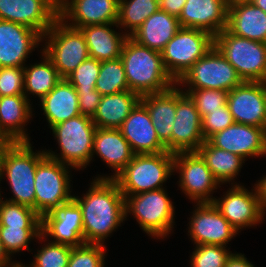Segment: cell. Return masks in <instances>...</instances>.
<instances>
[{"label":"cell","mask_w":266,"mask_h":267,"mask_svg":"<svg viewBox=\"0 0 266 267\" xmlns=\"http://www.w3.org/2000/svg\"><path fill=\"white\" fill-rule=\"evenodd\" d=\"M164 188L124 196L125 217L132 213L148 236L165 238L174 228V206Z\"/></svg>","instance_id":"obj_6"},{"label":"cell","mask_w":266,"mask_h":267,"mask_svg":"<svg viewBox=\"0 0 266 267\" xmlns=\"http://www.w3.org/2000/svg\"><path fill=\"white\" fill-rule=\"evenodd\" d=\"M244 81L226 58L213 47L176 82L188 89H214L229 92Z\"/></svg>","instance_id":"obj_10"},{"label":"cell","mask_w":266,"mask_h":267,"mask_svg":"<svg viewBox=\"0 0 266 267\" xmlns=\"http://www.w3.org/2000/svg\"><path fill=\"white\" fill-rule=\"evenodd\" d=\"M0 227H41V216L29 206L0 198Z\"/></svg>","instance_id":"obj_36"},{"label":"cell","mask_w":266,"mask_h":267,"mask_svg":"<svg viewBox=\"0 0 266 267\" xmlns=\"http://www.w3.org/2000/svg\"><path fill=\"white\" fill-rule=\"evenodd\" d=\"M159 10V0H119L117 25L129 29L131 36L153 13ZM130 31V32H129Z\"/></svg>","instance_id":"obj_34"},{"label":"cell","mask_w":266,"mask_h":267,"mask_svg":"<svg viewBox=\"0 0 266 267\" xmlns=\"http://www.w3.org/2000/svg\"><path fill=\"white\" fill-rule=\"evenodd\" d=\"M252 0H227L228 4H237L242 2H251Z\"/></svg>","instance_id":"obj_52"},{"label":"cell","mask_w":266,"mask_h":267,"mask_svg":"<svg viewBox=\"0 0 266 267\" xmlns=\"http://www.w3.org/2000/svg\"><path fill=\"white\" fill-rule=\"evenodd\" d=\"M31 146L30 142H12L4 150L2 175L7 177L14 196L8 201L35 210V172L46 154L45 150L34 152Z\"/></svg>","instance_id":"obj_4"},{"label":"cell","mask_w":266,"mask_h":267,"mask_svg":"<svg viewBox=\"0 0 266 267\" xmlns=\"http://www.w3.org/2000/svg\"><path fill=\"white\" fill-rule=\"evenodd\" d=\"M59 0H0V20L25 25L43 36L58 18Z\"/></svg>","instance_id":"obj_18"},{"label":"cell","mask_w":266,"mask_h":267,"mask_svg":"<svg viewBox=\"0 0 266 267\" xmlns=\"http://www.w3.org/2000/svg\"><path fill=\"white\" fill-rule=\"evenodd\" d=\"M176 84L166 91L144 95L140 101L146 106L158 139L171 152V133L176 114Z\"/></svg>","instance_id":"obj_26"},{"label":"cell","mask_w":266,"mask_h":267,"mask_svg":"<svg viewBox=\"0 0 266 267\" xmlns=\"http://www.w3.org/2000/svg\"><path fill=\"white\" fill-rule=\"evenodd\" d=\"M40 102L50 128L80 115L77 91L66 78H61Z\"/></svg>","instance_id":"obj_29"},{"label":"cell","mask_w":266,"mask_h":267,"mask_svg":"<svg viewBox=\"0 0 266 267\" xmlns=\"http://www.w3.org/2000/svg\"><path fill=\"white\" fill-rule=\"evenodd\" d=\"M11 260L12 258L4 249L3 243L0 239V267H11L17 262L16 260L15 262Z\"/></svg>","instance_id":"obj_49"},{"label":"cell","mask_w":266,"mask_h":267,"mask_svg":"<svg viewBox=\"0 0 266 267\" xmlns=\"http://www.w3.org/2000/svg\"><path fill=\"white\" fill-rule=\"evenodd\" d=\"M120 58L129 90L140 97L166 91L176 84L164 67L161 52L138 44L130 36Z\"/></svg>","instance_id":"obj_2"},{"label":"cell","mask_w":266,"mask_h":267,"mask_svg":"<svg viewBox=\"0 0 266 267\" xmlns=\"http://www.w3.org/2000/svg\"><path fill=\"white\" fill-rule=\"evenodd\" d=\"M179 172L182 192L195 203H213L220 183L197 151L174 153V172ZM213 197V198H212Z\"/></svg>","instance_id":"obj_12"},{"label":"cell","mask_w":266,"mask_h":267,"mask_svg":"<svg viewBox=\"0 0 266 267\" xmlns=\"http://www.w3.org/2000/svg\"><path fill=\"white\" fill-rule=\"evenodd\" d=\"M34 238L43 241L41 227H0V239L10 257L12 253H18L24 249L31 251L28 245Z\"/></svg>","instance_id":"obj_37"},{"label":"cell","mask_w":266,"mask_h":267,"mask_svg":"<svg viewBox=\"0 0 266 267\" xmlns=\"http://www.w3.org/2000/svg\"><path fill=\"white\" fill-rule=\"evenodd\" d=\"M180 28L178 17L159 9L130 37L142 46L161 52Z\"/></svg>","instance_id":"obj_30"},{"label":"cell","mask_w":266,"mask_h":267,"mask_svg":"<svg viewBox=\"0 0 266 267\" xmlns=\"http://www.w3.org/2000/svg\"><path fill=\"white\" fill-rule=\"evenodd\" d=\"M117 23L103 25H89L79 28L84 35L89 57L98 61L117 59L121 56L122 47L128 35L124 32L118 33L111 27Z\"/></svg>","instance_id":"obj_28"},{"label":"cell","mask_w":266,"mask_h":267,"mask_svg":"<svg viewBox=\"0 0 266 267\" xmlns=\"http://www.w3.org/2000/svg\"><path fill=\"white\" fill-rule=\"evenodd\" d=\"M96 128L92 118L81 114L52 126L50 129L57 139L61 154L56 155L51 150L45 151V154L69 165L71 169L86 168L92 160L93 137Z\"/></svg>","instance_id":"obj_5"},{"label":"cell","mask_w":266,"mask_h":267,"mask_svg":"<svg viewBox=\"0 0 266 267\" xmlns=\"http://www.w3.org/2000/svg\"><path fill=\"white\" fill-rule=\"evenodd\" d=\"M94 154L115 171L111 176L100 175L96 179H114L135 155L119 129L102 128H96L94 133L92 158Z\"/></svg>","instance_id":"obj_24"},{"label":"cell","mask_w":266,"mask_h":267,"mask_svg":"<svg viewBox=\"0 0 266 267\" xmlns=\"http://www.w3.org/2000/svg\"><path fill=\"white\" fill-rule=\"evenodd\" d=\"M24 94V67H0V97Z\"/></svg>","instance_id":"obj_43"},{"label":"cell","mask_w":266,"mask_h":267,"mask_svg":"<svg viewBox=\"0 0 266 267\" xmlns=\"http://www.w3.org/2000/svg\"><path fill=\"white\" fill-rule=\"evenodd\" d=\"M44 39L46 47L43 46L42 51L51 59L61 78H66L89 57L81 30L67 25L59 17L42 36Z\"/></svg>","instance_id":"obj_8"},{"label":"cell","mask_w":266,"mask_h":267,"mask_svg":"<svg viewBox=\"0 0 266 267\" xmlns=\"http://www.w3.org/2000/svg\"><path fill=\"white\" fill-rule=\"evenodd\" d=\"M31 117L30 99L24 94L0 97V140L30 142L24 126Z\"/></svg>","instance_id":"obj_25"},{"label":"cell","mask_w":266,"mask_h":267,"mask_svg":"<svg viewBox=\"0 0 266 267\" xmlns=\"http://www.w3.org/2000/svg\"><path fill=\"white\" fill-rule=\"evenodd\" d=\"M187 0H159V9L179 17Z\"/></svg>","instance_id":"obj_46"},{"label":"cell","mask_w":266,"mask_h":267,"mask_svg":"<svg viewBox=\"0 0 266 267\" xmlns=\"http://www.w3.org/2000/svg\"><path fill=\"white\" fill-rule=\"evenodd\" d=\"M43 61L34 65L24 66V95L36 94L41 100L61 80L51 59L42 51ZM28 93V94H27Z\"/></svg>","instance_id":"obj_33"},{"label":"cell","mask_w":266,"mask_h":267,"mask_svg":"<svg viewBox=\"0 0 266 267\" xmlns=\"http://www.w3.org/2000/svg\"><path fill=\"white\" fill-rule=\"evenodd\" d=\"M11 141L8 140H0V181L3 179L2 169H3V156L4 150L11 144Z\"/></svg>","instance_id":"obj_50"},{"label":"cell","mask_w":266,"mask_h":267,"mask_svg":"<svg viewBox=\"0 0 266 267\" xmlns=\"http://www.w3.org/2000/svg\"><path fill=\"white\" fill-rule=\"evenodd\" d=\"M119 130L135 154H158L166 150L158 139L146 106L139 101Z\"/></svg>","instance_id":"obj_23"},{"label":"cell","mask_w":266,"mask_h":267,"mask_svg":"<svg viewBox=\"0 0 266 267\" xmlns=\"http://www.w3.org/2000/svg\"><path fill=\"white\" fill-rule=\"evenodd\" d=\"M141 97L128 91L104 95L92 118L95 126L102 129H119Z\"/></svg>","instance_id":"obj_31"},{"label":"cell","mask_w":266,"mask_h":267,"mask_svg":"<svg viewBox=\"0 0 266 267\" xmlns=\"http://www.w3.org/2000/svg\"><path fill=\"white\" fill-rule=\"evenodd\" d=\"M171 133V153L197 151L205 142L201 117L194 101L176 88V114Z\"/></svg>","instance_id":"obj_13"},{"label":"cell","mask_w":266,"mask_h":267,"mask_svg":"<svg viewBox=\"0 0 266 267\" xmlns=\"http://www.w3.org/2000/svg\"><path fill=\"white\" fill-rule=\"evenodd\" d=\"M174 173V153L135 154L114 178L124 196L158 190Z\"/></svg>","instance_id":"obj_3"},{"label":"cell","mask_w":266,"mask_h":267,"mask_svg":"<svg viewBox=\"0 0 266 267\" xmlns=\"http://www.w3.org/2000/svg\"><path fill=\"white\" fill-rule=\"evenodd\" d=\"M232 252L220 245H196L191 256V267H225Z\"/></svg>","instance_id":"obj_42"},{"label":"cell","mask_w":266,"mask_h":267,"mask_svg":"<svg viewBox=\"0 0 266 267\" xmlns=\"http://www.w3.org/2000/svg\"><path fill=\"white\" fill-rule=\"evenodd\" d=\"M214 46L243 81L266 82V43L236 36L225 28L214 37Z\"/></svg>","instance_id":"obj_7"},{"label":"cell","mask_w":266,"mask_h":267,"mask_svg":"<svg viewBox=\"0 0 266 267\" xmlns=\"http://www.w3.org/2000/svg\"><path fill=\"white\" fill-rule=\"evenodd\" d=\"M225 267H254V265L242 253H231L225 262Z\"/></svg>","instance_id":"obj_47"},{"label":"cell","mask_w":266,"mask_h":267,"mask_svg":"<svg viewBox=\"0 0 266 267\" xmlns=\"http://www.w3.org/2000/svg\"><path fill=\"white\" fill-rule=\"evenodd\" d=\"M118 10L119 0H59L58 17L67 25L79 29L117 23Z\"/></svg>","instance_id":"obj_20"},{"label":"cell","mask_w":266,"mask_h":267,"mask_svg":"<svg viewBox=\"0 0 266 267\" xmlns=\"http://www.w3.org/2000/svg\"><path fill=\"white\" fill-rule=\"evenodd\" d=\"M29 267H67L71 254V246L48 242L44 244Z\"/></svg>","instance_id":"obj_39"},{"label":"cell","mask_w":266,"mask_h":267,"mask_svg":"<svg viewBox=\"0 0 266 267\" xmlns=\"http://www.w3.org/2000/svg\"><path fill=\"white\" fill-rule=\"evenodd\" d=\"M205 160L206 165L212 172L215 179L221 184L227 182L233 185L234 178L242 168L244 159L232 152L225 151L213 146L206 140L197 150Z\"/></svg>","instance_id":"obj_32"},{"label":"cell","mask_w":266,"mask_h":267,"mask_svg":"<svg viewBox=\"0 0 266 267\" xmlns=\"http://www.w3.org/2000/svg\"><path fill=\"white\" fill-rule=\"evenodd\" d=\"M202 123V135L208 140L215 133L224 130L228 126L234 123V119L228 105L219 107V110L209 112L201 119Z\"/></svg>","instance_id":"obj_44"},{"label":"cell","mask_w":266,"mask_h":267,"mask_svg":"<svg viewBox=\"0 0 266 267\" xmlns=\"http://www.w3.org/2000/svg\"><path fill=\"white\" fill-rule=\"evenodd\" d=\"M256 7L262 9L266 13V0H252L251 1Z\"/></svg>","instance_id":"obj_51"},{"label":"cell","mask_w":266,"mask_h":267,"mask_svg":"<svg viewBox=\"0 0 266 267\" xmlns=\"http://www.w3.org/2000/svg\"><path fill=\"white\" fill-rule=\"evenodd\" d=\"M214 45V37L203 30L181 27L161 51L164 67L177 82Z\"/></svg>","instance_id":"obj_9"},{"label":"cell","mask_w":266,"mask_h":267,"mask_svg":"<svg viewBox=\"0 0 266 267\" xmlns=\"http://www.w3.org/2000/svg\"><path fill=\"white\" fill-rule=\"evenodd\" d=\"M11 267H18V262L17 263H15L13 266H11Z\"/></svg>","instance_id":"obj_54"},{"label":"cell","mask_w":266,"mask_h":267,"mask_svg":"<svg viewBox=\"0 0 266 267\" xmlns=\"http://www.w3.org/2000/svg\"><path fill=\"white\" fill-rule=\"evenodd\" d=\"M228 5L226 29L236 36L266 43V13L252 2Z\"/></svg>","instance_id":"obj_27"},{"label":"cell","mask_w":266,"mask_h":267,"mask_svg":"<svg viewBox=\"0 0 266 267\" xmlns=\"http://www.w3.org/2000/svg\"><path fill=\"white\" fill-rule=\"evenodd\" d=\"M227 105L234 122L266 130V82L244 81L228 92Z\"/></svg>","instance_id":"obj_17"},{"label":"cell","mask_w":266,"mask_h":267,"mask_svg":"<svg viewBox=\"0 0 266 267\" xmlns=\"http://www.w3.org/2000/svg\"><path fill=\"white\" fill-rule=\"evenodd\" d=\"M208 141L215 147L232 152L244 160L266 155V130L234 122L212 135Z\"/></svg>","instance_id":"obj_21"},{"label":"cell","mask_w":266,"mask_h":267,"mask_svg":"<svg viewBox=\"0 0 266 267\" xmlns=\"http://www.w3.org/2000/svg\"><path fill=\"white\" fill-rule=\"evenodd\" d=\"M228 6L227 0H187L178 17L179 24L215 37L227 27Z\"/></svg>","instance_id":"obj_22"},{"label":"cell","mask_w":266,"mask_h":267,"mask_svg":"<svg viewBox=\"0 0 266 267\" xmlns=\"http://www.w3.org/2000/svg\"><path fill=\"white\" fill-rule=\"evenodd\" d=\"M82 211L84 242L104 245L126 220L125 198L114 179L94 178L83 197L74 196Z\"/></svg>","instance_id":"obj_1"},{"label":"cell","mask_w":266,"mask_h":267,"mask_svg":"<svg viewBox=\"0 0 266 267\" xmlns=\"http://www.w3.org/2000/svg\"><path fill=\"white\" fill-rule=\"evenodd\" d=\"M251 191L241 184L234 183L231 189L229 188L223 195L224 197L215 198L213 201V204L238 233L240 229L252 227L264 220L265 214L261 209L255 187Z\"/></svg>","instance_id":"obj_15"},{"label":"cell","mask_w":266,"mask_h":267,"mask_svg":"<svg viewBox=\"0 0 266 267\" xmlns=\"http://www.w3.org/2000/svg\"><path fill=\"white\" fill-rule=\"evenodd\" d=\"M80 114L93 118L102 95L97 91H77Z\"/></svg>","instance_id":"obj_45"},{"label":"cell","mask_w":266,"mask_h":267,"mask_svg":"<svg viewBox=\"0 0 266 267\" xmlns=\"http://www.w3.org/2000/svg\"><path fill=\"white\" fill-rule=\"evenodd\" d=\"M192 213L188 233L196 245L227 247L226 244L238 234L213 203H197Z\"/></svg>","instance_id":"obj_16"},{"label":"cell","mask_w":266,"mask_h":267,"mask_svg":"<svg viewBox=\"0 0 266 267\" xmlns=\"http://www.w3.org/2000/svg\"><path fill=\"white\" fill-rule=\"evenodd\" d=\"M185 91L184 93L194 101L201 119L209 112H214L219 110V107L227 105V91L214 89H185Z\"/></svg>","instance_id":"obj_41"},{"label":"cell","mask_w":266,"mask_h":267,"mask_svg":"<svg viewBox=\"0 0 266 267\" xmlns=\"http://www.w3.org/2000/svg\"><path fill=\"white\" fill-rule=\"evenodd\" d=\"M95 88L102 96L129 90L124 65L120 57L101 61Z\"/></svg>","instance_id":"obj_35"},{"label":"cell","mask_w":266,"mask_h":267,"mask_svg":"<svg viewBox=\"0 0 266 267\" xmlns=\"http://www.w3.org/2000/svg\"><path fill=\"white\" fill-rule=\"evenodd\" d=\"M69 165L47 155L38 163L35 172V211L42 217L52 208L69 202L71 195Z\"/></svg>","instance_id":"obj_11"},{"label":"cell","mask_w":266,"mask_h":267,"mask_svg":"<svg viewBox=\"0 0 266 267\" xmlns=\"http://www.w3.org/2000/svg\"><path fill=\"white\" fill-rule=\"evenodd\" d=\"M255 189L260 201V206L264 214L266 211V175L263 176L255 185Z\"/></svg>","instance_id":"obj_48"},{"label":"cell","mask_w":266,"mask_h":267,"mask_svg":"<svg viewBox=\"0 0 266 267\" xmlns=\"http://www.w3.org/2000/svg\"><path fill=\"white\" fill-rule=\"evenodd\" d=\"M41 235L53 243L65 244L71 247L83 245L82 211L72 198L69 202L52 208L41 217Z\"/></svg>","instance_id":"obj_14"},{"label":"cell","mask_w":266,"mask_h":267,"mask_svg":"<svg viewBox=\"0 0 266 267\" xmlns=\"http://www.w3.org/2000/svg\"><path fill=\"white\" fill-rule=\"evenodd\" d=\"M101 68V61L88 57L69 74L66 79L76 91H95V83Z\"/></svg>","instance_id":"obj_40"},{"label":"cell","mask_w":266,"mask_h":267,"mask_svg":"<svg viewBox=\"0 0 266 267\" xmlns=\"http://www.w3.org/2000/svg\"><path fill=\"white\" fill-rule=\"evenodd\" d=\"M18 267H29V266H25V264H21L20 262H18Z\"/></svg>","instance_id":"obj_53"},{"label":"cell","mask_w":266,"mask_h":267,"mask_svg":"<svg viewBox=\"0 0 266 267\" xmlns=\"http://www.w3.org/2000/svg\"><path fill=\"white\" fill-rule=\"evenodd\" d=\"M42 41L35 30L11 21L0 20V67H24L30 53Z\"/></svg>","instance_id":"obj_19"},{"label":"cell","mask_w":266,"mask_h":267,"mask_svg":"<svg viewBox=\"0 0 266 267\" xmlns=\"http://www.w3.org/2000/svg\"><path fill=\"white\" fill-rule=\"evenodd\" d=\"M105 251L101 244L84 243L72 247L67 267H104Z\"/></svg>","instance_id":"obj_38"}]
</instances>
